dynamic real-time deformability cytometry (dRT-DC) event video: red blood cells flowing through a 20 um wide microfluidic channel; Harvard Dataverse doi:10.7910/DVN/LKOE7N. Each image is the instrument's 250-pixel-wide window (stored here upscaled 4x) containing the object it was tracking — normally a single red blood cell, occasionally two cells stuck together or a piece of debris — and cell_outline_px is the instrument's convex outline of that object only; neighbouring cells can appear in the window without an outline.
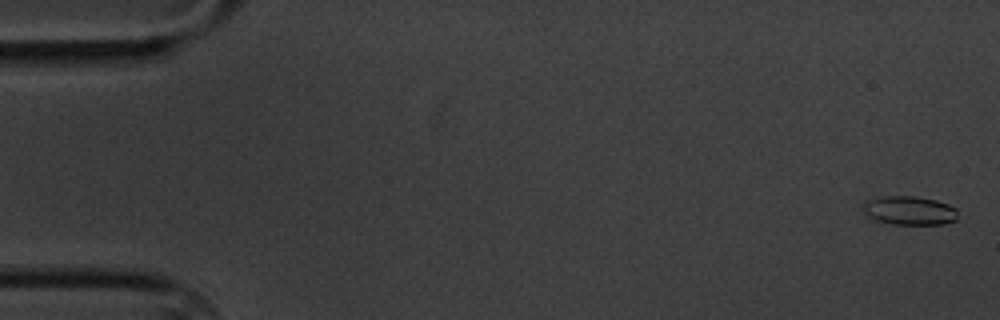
{"species": "common noctule bat (a hibernating species)", "species_latin": "Nyctalus noctula", "temperature_condition": "cold", "stored_images_in_passage": 6, "segment_of_instrument_passage": [1, 2], "camera_frame_rate_fps": 3000, "um_per_image_px": 0.085, "animal": {"sex": "male", "body_mass_g": 20.1, "forearm_length_mm": 53.5}, "frame": {"image": 1, "passage_image": 1, "time_ms": 0.0, "image_size_px": [1000, 320], "cell_outline_px": [[956, 220], [944, 224], [892, 224], [876, 220], [868, 216], [864, 212], [864, 204], [868, 200], [880, 196], [916, 196], [936, 200], [948, 204], [956, 208]], "centroid_in_image_um": [77.31, 17.89], "position_along_channel_um": 7.7, "area_um2": 15.84}}
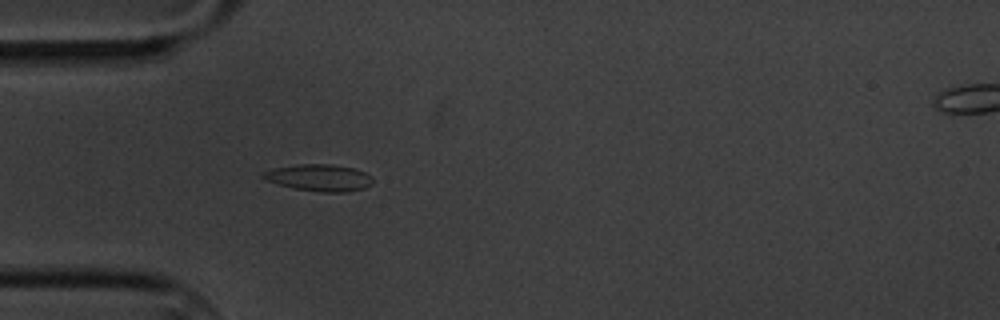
{"frame": {"image": 2, "passage_image": 5, "time_ms": 5.333, "image_size_px": [1000, 320], "cell_outline_px": [[372, 184], [364, 188], [344, 192], [324, 192], [296, 188], [280, 184], [268, 180], [260, 176], [264, 172], [276, 168], [300, 164], [332, 164], [356, 168], [372, 176]], "centroid_in_image_um": [27.2, 15.09], "position_along_channel_um": 57.8, "area_um2": 16.82}}